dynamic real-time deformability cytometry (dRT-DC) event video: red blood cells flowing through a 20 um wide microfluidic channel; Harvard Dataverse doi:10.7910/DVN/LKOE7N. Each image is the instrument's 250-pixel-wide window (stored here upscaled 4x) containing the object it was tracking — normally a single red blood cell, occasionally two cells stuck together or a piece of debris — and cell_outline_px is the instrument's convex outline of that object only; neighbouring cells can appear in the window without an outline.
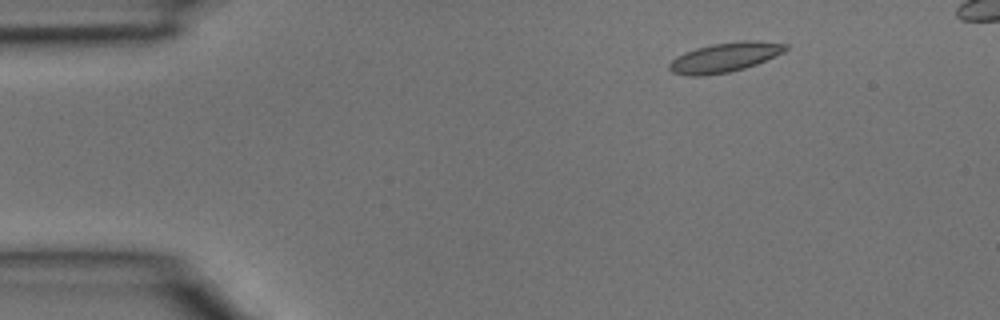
{"species": "common noctule bat (a hibernating species)", "species_latin": "Nyctalus noctula", "temperature_condition": "room temperature", "stored_images_in_passage": 5, "camera_frame_rate_fps": 3000, "um_per_image_px": 0.085, "animal": {"sex": "male", "body_mass_g": 15.6}, "frame": {"image": 1, "passage_image": 2, "time_ms": 0.333, "image_size_px": [1000, 320], "cell_outline_px": [[788, 48], [784, 52], [756, 64], [744, 68], [728, 72], [704, 76], [688, 76], [672, 72], [668, 68], [668, 64], [676, 56], [684, 52], [696, 48], [712, 44], [744, 40], [748, 40], [788, 44]], "centroid_in_image_um": [61.57, 4.88], "position_along_channel_um": 23.4, "area_um2": 19.94}}
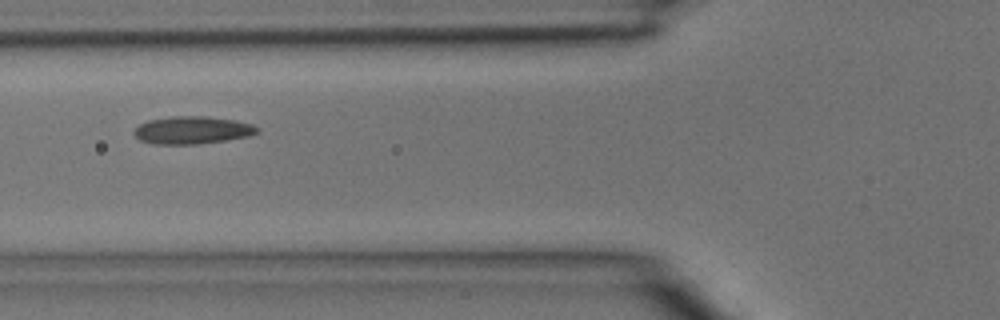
{"frame": {"image": 2, "passage_image": 5, "time_ms": 1.333, "image_size_px": [1000, 320], "cell_outline_px": [[260, 132], [248, 136], [200, 144], [152, 144], [140, 140], [132, 132], [140, 124], [148, 120], [172, 116], [208, 116], [236, 120], [252, 124], [260, 128]], "centroid_in_image_um": [16.36, 11.06], "position_along_channel_um": 109.4, "area_um2": 19.94}}